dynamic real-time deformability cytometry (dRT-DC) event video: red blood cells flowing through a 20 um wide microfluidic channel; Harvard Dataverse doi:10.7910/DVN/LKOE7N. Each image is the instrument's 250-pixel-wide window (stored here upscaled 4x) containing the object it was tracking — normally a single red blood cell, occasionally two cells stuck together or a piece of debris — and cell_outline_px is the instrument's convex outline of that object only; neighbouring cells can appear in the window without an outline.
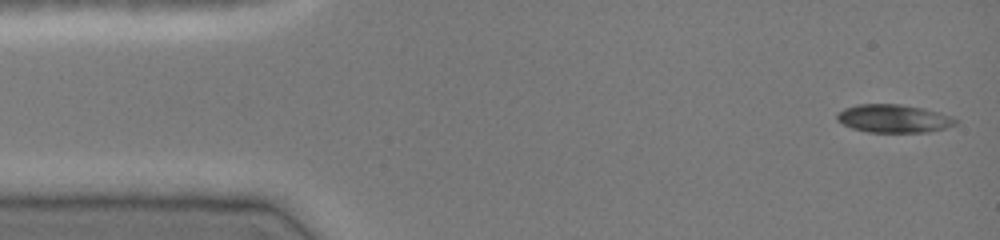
{"species": "common noctule bat (a hibernating species)", "species_latin": "Nyctalus noctula", "temperature_condition": "cold", "stored_images_in_passage": 46, "camera_frame_rate_fps": 3000, "um_per_image_px": 0.085, "animal": {"sex": "female", "body_mass_g": 19.0, "forearm_length_mm": 51.5}, "frame": {"image": 1, "passage_image": 1, "time_ms": 0.0, "image_size_px": [1000, 240], "cell_outline_px": [[956, 124], [944, 128], [928, 132], [868, 132], [852, 128], [836, 120], [836, 112], [844, 108], [856, 104], [900, 104], [924, 108], [952, 116], [956, 120]], "centroid_in_image_um": [75.92, 10.07], "position_along_channel_um": 9.1, "area_um2": 19.48}}
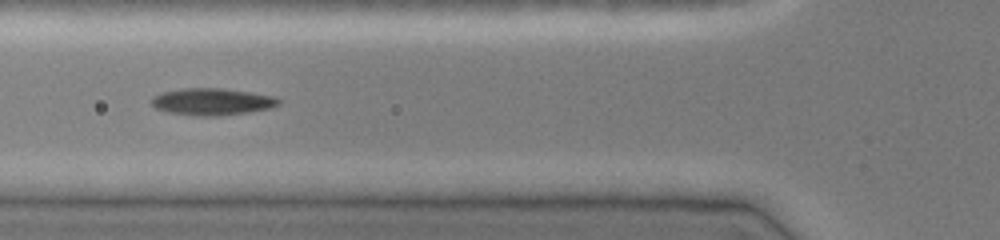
{"frame": {"image": 2, "passage_image": 16, "time_ms": 5.0, "image_size_px": [1000, 240], "cell_outline_px": [[280, 104], [268, 108], [244, 112], [216, 116], [196, 116], [172, 112], [156, 108], [152, 104], [152, 96], [160, 92], [180, 88], [224, 88], [252, 92], [272, 96], [280, 100]], "centroid_in_image_um": [17.99, 8.62], "position_along_channel_um": 107.8, "area_um2": 19.77}}
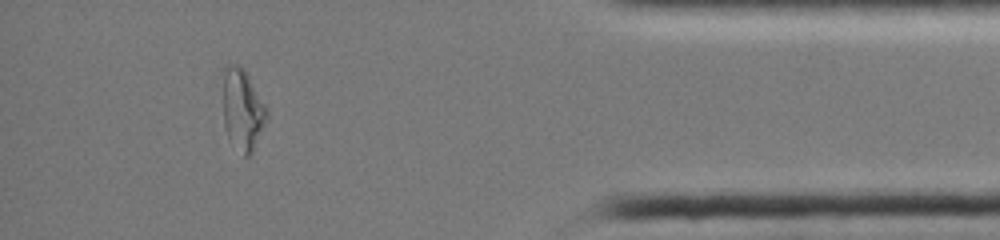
{"frame": {"image": 3, "passage_image": 41, "time_ms": 13.333, "image_size_px": [1000, 240], "cell_outline_px": [[268, 116], [252, 152], [248, 156], [244, 156], [228, 140], [224, 124], [224, 68], [228, 64], [236, 64], [244, 68], [268, 108]], "centroid_in_image_um": [20.62, 9.31], "position_along_channel_um": 414.6, "area_um2": 20.69}, "authors_computed_cell_mechanics": {"area_um2": 19.3341, "velocity_mm_per_s": 4.0702, "shape_relaxation_time_tau1_ms": null, "shape_relaxation_time_tau2_ms": 4.1712, "deformation_change_tau1": null, "deformation_change_tau2": 0.1072}}